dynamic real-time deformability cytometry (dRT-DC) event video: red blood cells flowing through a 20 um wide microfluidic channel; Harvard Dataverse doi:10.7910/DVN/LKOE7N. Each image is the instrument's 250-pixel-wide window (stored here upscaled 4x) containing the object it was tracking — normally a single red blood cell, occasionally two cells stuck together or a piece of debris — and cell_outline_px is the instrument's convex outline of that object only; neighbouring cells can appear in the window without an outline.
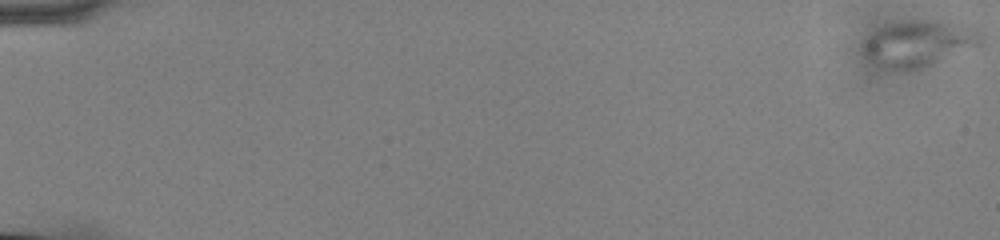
{"species": "common noctule bat (a hibernating species)", "species_latin": "Nyctalus noctula", "temperature_condition": "cold", "stored_images_in_passage": 16, "camera_frame_rate_fps": 3000, "um_per_image_px": 0.085, "animal": {"sex": "male", "body_mass_g": 13.0, "forearm_length_mm": 53.1}, "frame": {"image": 1, "passage_image": 1, "time_ms": 0.0, "image_size_px": [1000, 240], "cell_outline_px": [[984, 44], [980, 48], [916, 68], [896, 72], [892, 72], [880, 68], [872, 64], [864, 56], [864, 44], [876, 28], [884, 24], [908, 20], [936, 20], [972, 24], [984, 36]], "centroid_in_image_um": [78.17, 3.69], "position_along_channel_um": 6.8, "area_um2": 32.89}}